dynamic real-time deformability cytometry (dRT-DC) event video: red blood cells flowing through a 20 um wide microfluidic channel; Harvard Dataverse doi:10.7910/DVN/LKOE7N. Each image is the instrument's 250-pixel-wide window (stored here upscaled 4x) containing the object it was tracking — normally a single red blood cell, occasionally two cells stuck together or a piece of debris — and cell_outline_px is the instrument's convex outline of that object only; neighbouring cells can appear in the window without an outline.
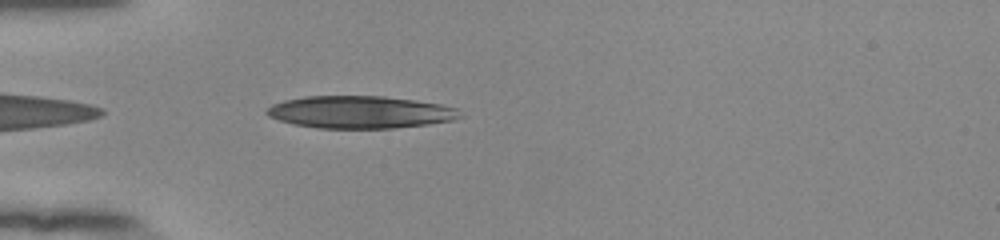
{"species": "human", "species_latin": "Homo sapiens", "temperature_condition": "room temperature", "stored_images_in_passage": 36, "camera_frame_rate_fps": 3000, "um_per_image_px": 0.085, "donor": {"sex": "female"}, "frame": {"image": 1, "passage_image": 2, "time_ms": 0.333, "image_size_px": [1000, 240], "cell_outline_px": [[464, 116], [452, 120], [428, 124], [392, 128], [320, 128], [292, 124], [268, 116], [264, 112], [272, 104], [284, 100], [304, 96], [384, 96], [440, 104], [456, 108]], "centroid_in_image_um": [30.59, 9.53], "position_along_channel_um": 54.4, "area_um2": 36.41}}
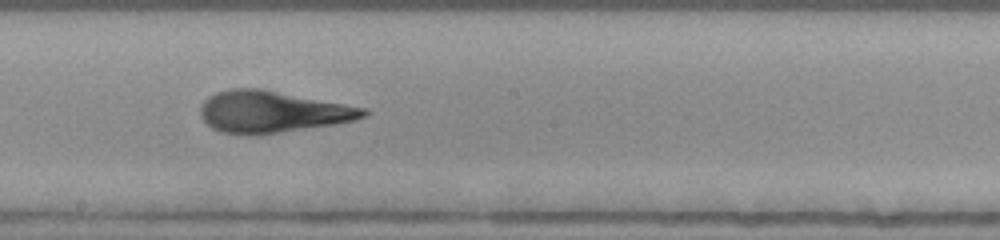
{"frame": {"image": 2, "passage_image": 16, "time_ms": 5.0, "image_size_px": [1000, 240], "cell_outline_px": [[368, 116], [352, 120], [332, 124], [256, 136], [252, 136], [220, 132], [212, 128], [200, 116], [200, 104], [208, 96], [216, 92], [232, 88], [260, 88], [368, 108]], "centroid_in_image_um": [23.1, 9.5], "position_along_channel_um": 225.1, "area_um2": 39.77}}
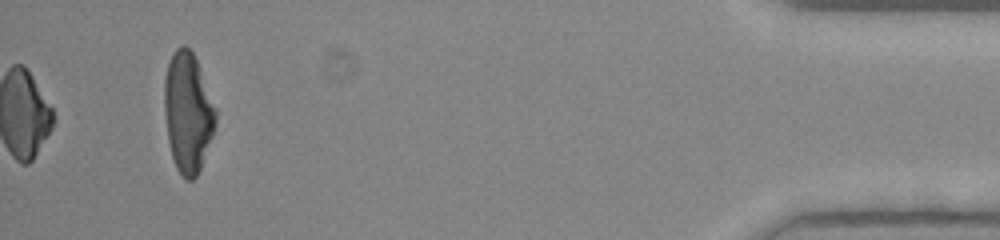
{"frame": {"image": 3, "passage_image": 36, "time_ms": 11.667, "image_size_px": [1000, 240], "cell_outline_px": [[216, 124], [212, 136], [200, 168], [196, 176], [192, 180], [184, 180], [180, 176], [176, 168], [172, 156], [168, 140], [164, 112], [164, 80], [168, 64], [176, 48], [180, 44], [184, 44], [192, 52], [200, 68], [216, 108]], "centroid_in_image_um": [15.96, 9.56], "position_along_channel_um": 419.2, "area_um2": 35.84}, "authors_computed_cell_mechanics": {"area_um2": 38.3503, "velocity_mm_per_s": 3.9036, "shape_relaxation_time_tau1_ms": 4.552, "shape_relaxation_time_tau2_ms": 1.3421, "deformation_change_tau1": 0.2254, "deformation_change_tau2": 0.1049}}